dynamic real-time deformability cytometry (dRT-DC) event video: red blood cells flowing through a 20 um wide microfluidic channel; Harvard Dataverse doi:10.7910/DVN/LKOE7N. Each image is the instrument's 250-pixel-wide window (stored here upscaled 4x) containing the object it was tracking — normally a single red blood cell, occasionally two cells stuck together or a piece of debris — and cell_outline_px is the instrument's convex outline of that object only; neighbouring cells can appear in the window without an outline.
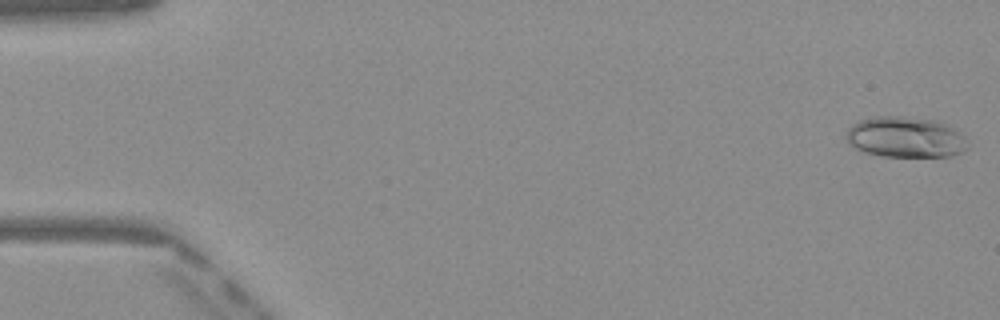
{"species": "Egyptian fruit bat (a non-hibernating species)", "species_latin": "Rousettus aegyptiacus", "temperature_condition": "warm", "stored_images_in_passage": 49, "camera_frame_rate_fps": 3000, "um_per_image_px": 0.085, "frame": {"image": 1, "passage_image": 1, "time_ms": 0.0, "image_size_px": [1000, 320], "cell_outline_px": [[968, 148], [964, 152], [952, 156], [880, 156], [864, 152], [848, 144], [848, 128], [852, 124], [860, 120], [872, 116], [900, 116], [940, 120], [948, 124], [960, 132], [964, 136]], "centroid_in_image_um": [77.0, 11.65], "position_along_channel_um": 8.0, "area_um2": 29.13}}
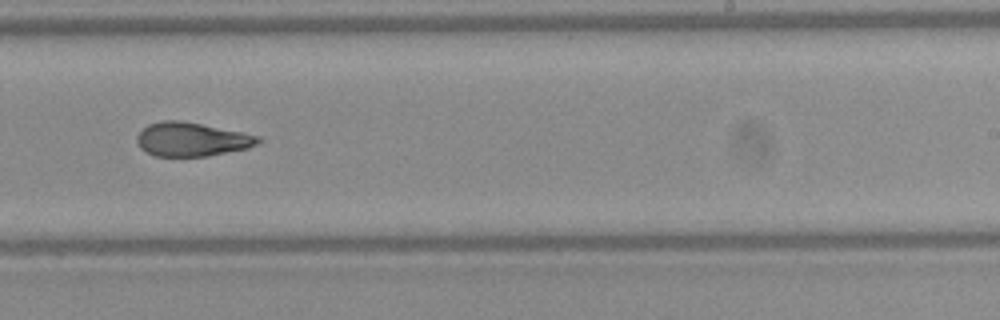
{"frame": {"image": 2, "passage_image": 31, "time_ms": 10.0, "image_size_px": [1000, 320], "cell_outline_px": [[264, 140], [260, 144], [248, 148], [208, 156], [156, 156], [140, 148], [136, 140], [136, 136], [148, 124], [160, 120], [180, 120], [244, 132], [260, 136]], "centroid_in_image_um": [16.34, 11.84], "position_along_channel_um": 272.7, "area_um2": 24.1}}
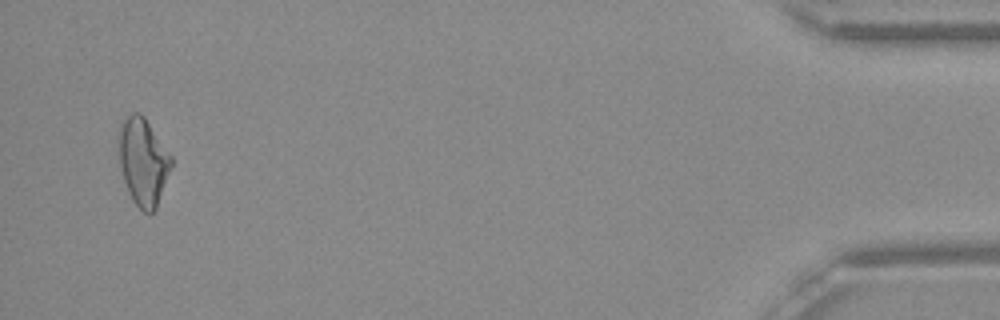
{"frame": {"image": 3, "passage_image": 48, "time_ms": 15.667, "image_size_px": [1000, 320], "cell_outline_px": [[172, 164], [156, 208], [152, 212], [144, 212], [132, 200], [128, 192], [120, 168], [116, 140], [120, 124], [132, 112], [140, 112], [144, 116], [172, 156]], "centroid_in_image_um": [12.13, 13.7], "position_along_channel_um": 423.1, "area_um2": 26.88}, "authors_computed_cell_mechanics": {"area_um2": 25.0274, "velocity_mm_per_s": 4.0836, "shape_relaxation_time_tau1_ms": 7.6292, "shape_relaxation_time_tau2_ms": 1.7268, "deformation_change_tau1": 0.2132, "deformation_change_tau2": 0.0886}}